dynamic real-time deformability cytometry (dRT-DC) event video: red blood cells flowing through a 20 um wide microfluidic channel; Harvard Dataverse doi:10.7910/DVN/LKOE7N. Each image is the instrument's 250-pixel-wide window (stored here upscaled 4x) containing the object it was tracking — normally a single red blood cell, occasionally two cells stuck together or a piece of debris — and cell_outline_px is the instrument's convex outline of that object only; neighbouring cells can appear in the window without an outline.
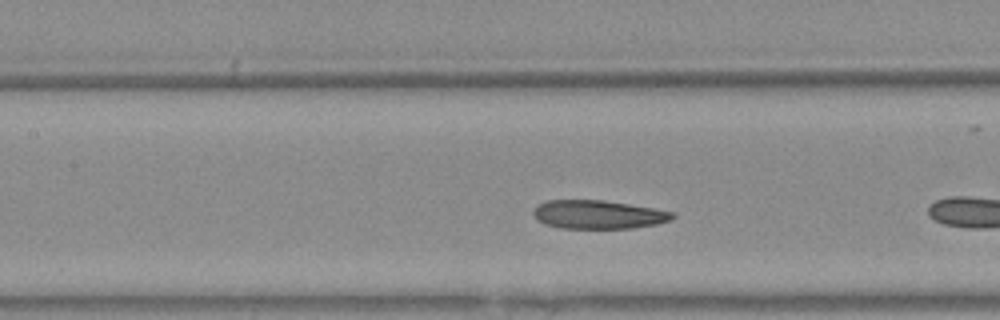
{"species": "Egyptian fruit bat (a non-hibernating species)", "species_latin": "Rousettus aegyptiacus", "temperature_condition": "warm", "stored_images_in_passage": 15, "camera_frame_rate_fps": 3000, "um_per_image_px": 0.085, "animal": {"sex": "female"}, "frame": {"image": 1, "passage_image": 9, "time_ms": 2.667, "image_size_px": [1000, 320], "cell_outline_px": [[676, 216], [672, 220], [656, 224], [632, 228], [560, 228], [544, 224], [536, 220], [532, 216], [532, 212], [540, 204], [548, 200], [600, 200], [628, 204], [676, 212]], "centroid_in_image_um": [50.85, 18.24], "position_along_channel_um": 156.6, "area_um2": 23.18}}